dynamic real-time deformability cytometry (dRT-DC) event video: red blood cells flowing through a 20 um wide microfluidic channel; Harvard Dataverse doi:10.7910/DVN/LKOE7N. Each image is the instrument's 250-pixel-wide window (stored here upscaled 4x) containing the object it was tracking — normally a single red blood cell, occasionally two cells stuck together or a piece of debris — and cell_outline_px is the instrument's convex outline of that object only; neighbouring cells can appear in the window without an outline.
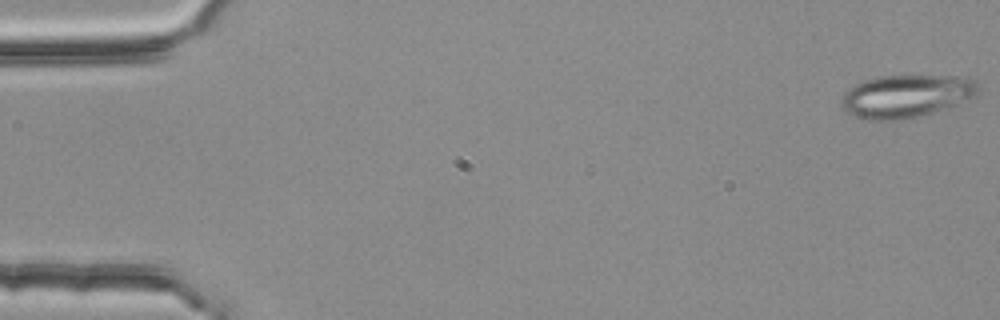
{"species": "common noctule bat (a hibernating species)", "species_latin": "Nyctalus noctula", "temperature_condition": "room temperature", "stored_images_in_passage": 49, "camera_frame_rate_fps": 3000, "um_per_image_px": 0.085, "animal": {"sex": "female", "body_mass_g": 25.1}, "frame": {"image": 1, "passage_image": 1, "time_ms": 0.0, "image_size_px": [1000, 320], "cell_outline_px": [[980, 92], [976, 96], [956, 104], [932, 112], [900, 120], [868, 120], [848, 112], [844, 108], [840, 100], [844, 92], [848, 88], [864, 80], [880, 76], [968, 76], [976, 80], [980, 84]], "centroid_in_image_um": [77.08, 8.14], "position_along_channel_um": 7.9, "area_um2": 34.1}}
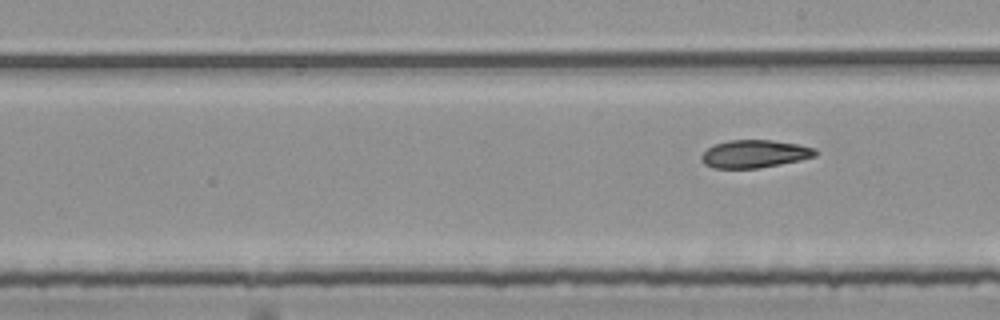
{"frame": {"image": 2, "passage_image": 31, "time_ms": 10.0, "image_size_px": [1000, 320], "cell_outline_px": [[816, 156], [800, 160], [780, 164], [756, 168], [712, 168], [704, 164], [700, 160], [700, 156], [708, 148], [716, 144], [728, 140], [772, 140], [800, 144], [816, 148]], "centroid_in_image_um": [64.13, 13.07], "position_along_channel_um": 224.9, "area_um2": 18.5}}
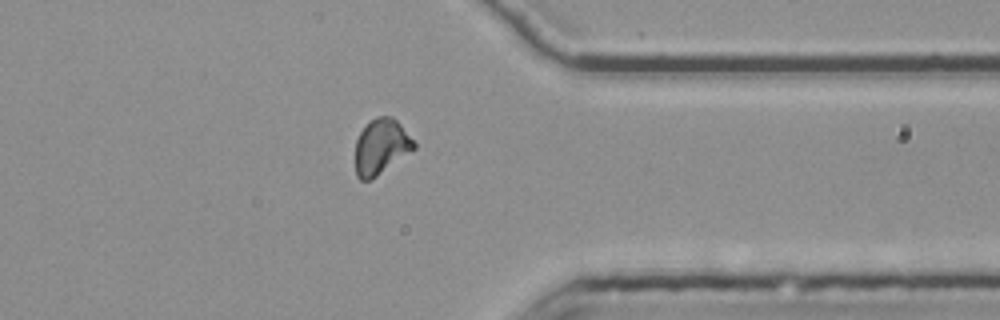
{"frame": {"image": 3, "passage_image": 44, "time_ms": 14.333, "image_size_px": [1000, 320], "cell_outline_px": [[416, 148], [376, 176], [368, 180], [360, 180], [356, 176], [356, 140], [360, 132], [376, 116], [392, 116], [400, 124], [416, 144]], "centroid_in_image_um": [32.39, 12.46], "position_along_channel_um": 379.0, "area_um2": 18.55}, "authors_computed_cell_mechanics": {"area_um2": 19.652, "velocity_mm_per_s": 3.7662, "shape_relaxation_time_tau1_ms": null, "shape_relaxation_time_tau2_ms": 2.4161, "deformation_change_tau1": null, "deformation_change_tau2": 0.0725}}